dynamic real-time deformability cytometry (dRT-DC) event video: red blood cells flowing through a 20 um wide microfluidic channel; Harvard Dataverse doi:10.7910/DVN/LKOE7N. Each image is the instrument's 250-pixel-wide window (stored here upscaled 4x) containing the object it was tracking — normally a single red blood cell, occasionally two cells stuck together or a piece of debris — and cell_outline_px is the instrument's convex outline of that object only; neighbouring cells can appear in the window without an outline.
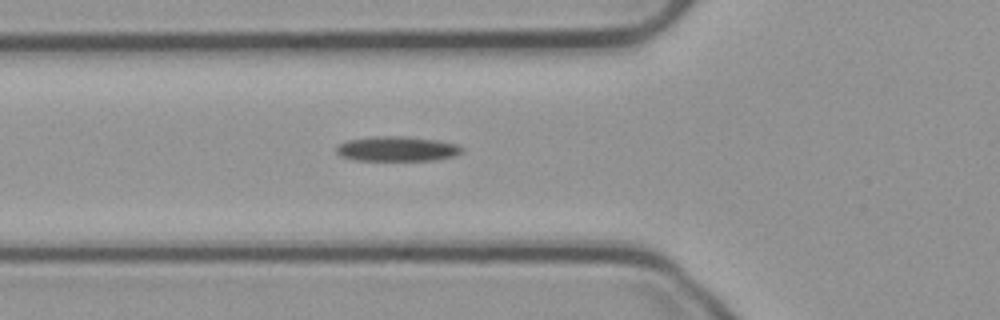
{"species": "common noctule bat (a hibernating species)", "species_latin": "Nyctalus noctula", "temperature_condition": "cold", "stored_images_in_passage": 16, "camera_frame_rate_fps": 3000, "um_per_image_px": 0.085, "animal": {"sex": "male", "body_mass_g": 23.1, "forearm_length_mm": 52.7}, "frame": {"image": 1, "passage_image": 7, "time_ms": 2.0, "image_size_px": [1000, 320], "cell_outline_px": [[464, 152], [456, 156], [436, 160], [356, 160], [340, 156], [336, 152], [336, 148], [340, 144], [348, 140], [372, 136], [404, 136], [436, 140], [456, 144], [464, 148]], "centroid_in_image_um": [33.78, 12.65], "position_along_channel_um": 92.0, "area_um2": 18.26}}
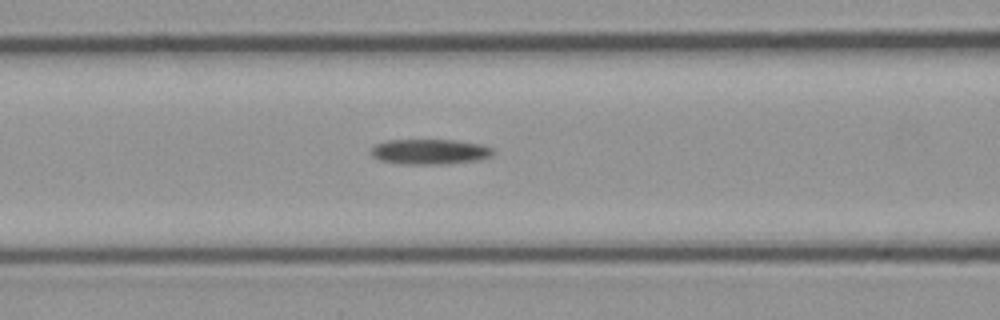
{"frame": {"image": 2, "passage_image": 10, "time_ms": 3.0, "image_size_px": [1000, 320], "cell_outline_px": [[492, 156], [476, 160], [444, 164], [400, 164], [380, 160], [372, 156], [372, 148], [376, 144], [388, 140], [452, 140], [480, 144], [492, 148]], "centroid_in_image_um": [36.51, 12.9], "position_along_channel_um": 130.1, "area_um2": 17.74}}
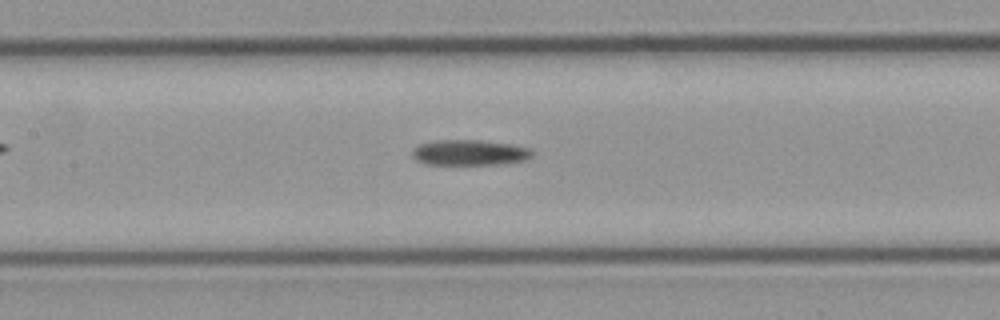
{"frame": {"image": 3, "passage_image": 13, "time_ms": 4.0, "image_size_px": [1000, 320], "cell_outline_px": [[532, 156], [524, 160], [496, 164], [424, 164], [416, 160], [412, 156], [412, 148], [420, 144], [436, 140], [480, 140], [512, 144], [528, 148], [532, 152]], "centroid_in_image_um": [39.86, 12.96], "position_along_channel_um": 167.5, "area_um2": 17.74}}